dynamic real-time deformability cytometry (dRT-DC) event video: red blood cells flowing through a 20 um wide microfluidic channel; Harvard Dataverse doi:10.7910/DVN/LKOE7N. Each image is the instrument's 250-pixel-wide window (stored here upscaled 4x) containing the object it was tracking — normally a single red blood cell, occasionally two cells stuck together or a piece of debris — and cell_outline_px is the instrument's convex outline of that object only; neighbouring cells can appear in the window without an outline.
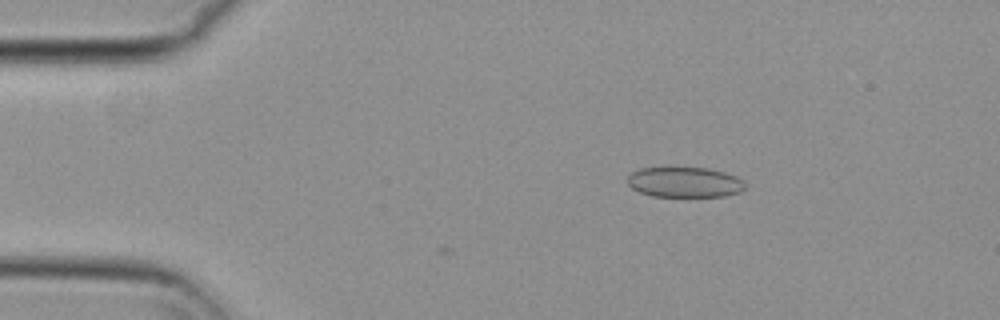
{"species": "common noctule bat (a hibernating species)", "species_latin": "Nyctalus noctula", "temperature_condition": "cold", "stored_images_in_passage": 3, "camera_frame_rate_fps": 3000, "um_per_image_px": 0.085, "animal": {"sex": "female", "body_mass_g": 29.2, "forearm_length_mm": 56.3}, "frame": {"image": 1, "passage_image": 1, "time_ms": 0.0, "image_size_px": [1000, 320], "cell_outline_px": [[744, 188], [740, 192], [724, 196], [652, 196], [640, 192], [632, 188], [628, 184], [628, 176], [632, 172], [640, 168], [708, 168], [724, 172], [736, 176], [744, 184]], "centroid_in_image_um": [58.17, 15.49], "position_along_channel_um": 26.8, "area_um2": 20.52}}